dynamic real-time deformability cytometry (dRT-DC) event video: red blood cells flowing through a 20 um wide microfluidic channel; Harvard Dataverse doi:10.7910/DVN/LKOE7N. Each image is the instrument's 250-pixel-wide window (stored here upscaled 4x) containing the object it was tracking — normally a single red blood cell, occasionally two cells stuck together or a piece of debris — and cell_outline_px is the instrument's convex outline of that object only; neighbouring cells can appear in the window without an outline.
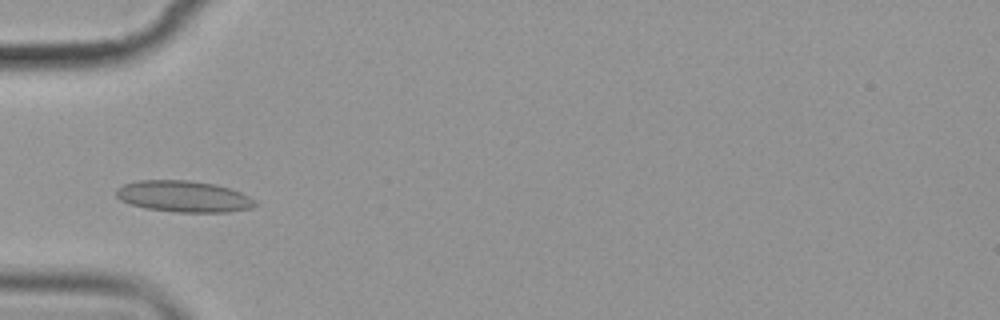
{"species": "common noctule bat (a hibernating species)", "species_latin": "Nyctalus noctula", "temperature_condition": "cold", "stored_images_in_passage": 14, "camera_frame_rate_fps": 3000, "um_per_image_px": 0.085, "animal": {"sex": "female", "body_mass_g": 19.9}, "frame": {"image": 1, "passage_image": 4, "time_ms": 4.333, "image_size_px": [1000, 320], "cell_outline_px": [[260, 204], [252, 208], [228, 212], [176, 212], [144, 208], [128, 204], [120, 200], [116, 196], [116, 188], [124, 184], [140, 180], [188, 180], [216, 184], [240, 192], [256, 200]], "centroid_in_image_um": [15.61, 16.7], "position_along_channel_um": 69.4, "area_um2": 25.61}}
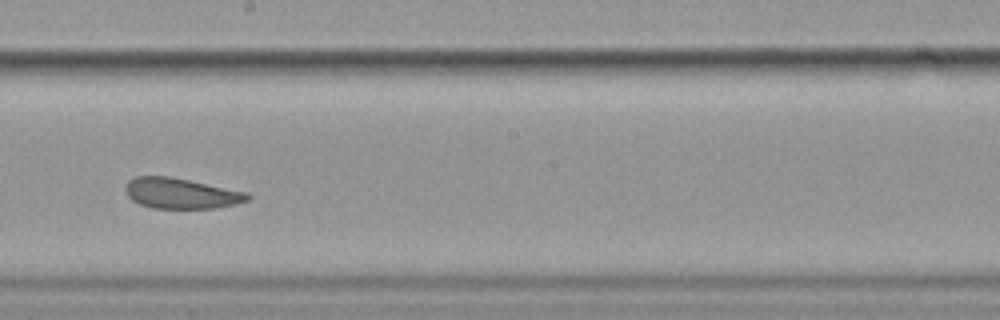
{"frame": {"image": 2, "passage_image": 8, "time_ms": 9.0, "image_size_px": [1000, 320], "cell_outline_px": [[252, 196], [248, 200], [216, 208], [152, 208], [140, 204], [132, 200], [128, 196], [124, 188], [128, 180], [136, 176], [168, 176], [248, 192]], "centroid_in_image_um": [15.36, 16.43], "position_along_channel_um": 232.8, "area_um2": 21.62}}
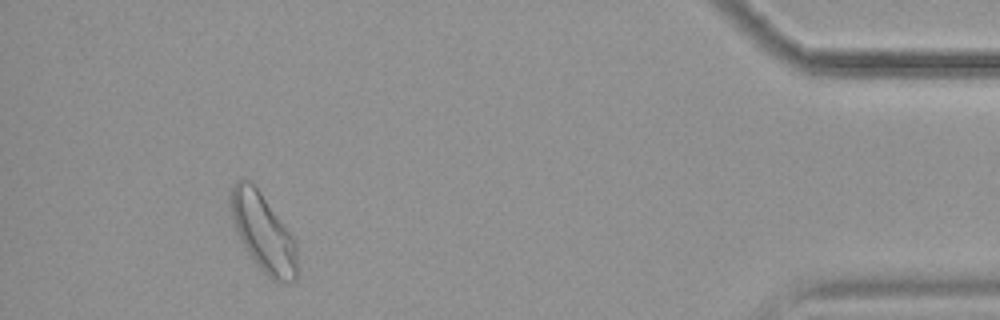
{"frame": {"image": 3, "passage_image": 13, "time_ms": 15.667, "image_size_px": [1000, 320], "cell_outline_px": [[300, 268], [296, 280], [288, 284], [272, 280], [256, 264], [248, 252], [232, 220], [232, 188], [236, 180], [248, 180], [260, 192], [292, 236], [296, 244]], "centroid_in_image_um": [22.45, 19.87], "position_along_channel_um": 412.7, "area_um2": 29.59}}